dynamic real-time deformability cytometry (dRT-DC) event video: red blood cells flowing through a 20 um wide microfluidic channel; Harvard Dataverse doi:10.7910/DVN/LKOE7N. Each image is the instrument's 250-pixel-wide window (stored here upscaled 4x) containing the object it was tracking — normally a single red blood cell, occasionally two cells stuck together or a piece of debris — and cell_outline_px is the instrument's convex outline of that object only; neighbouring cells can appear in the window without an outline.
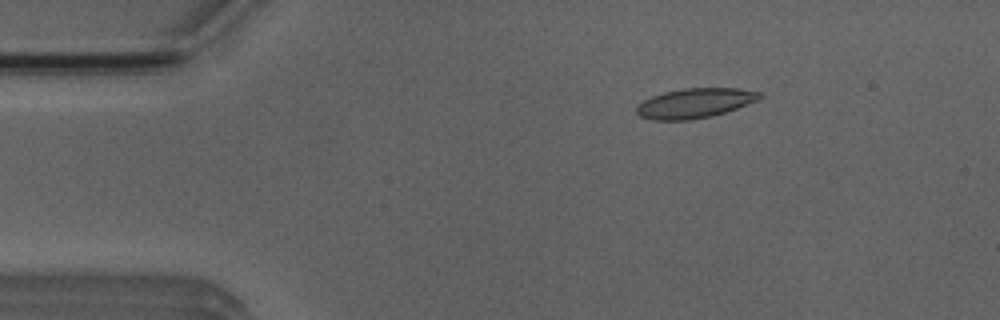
{"species": "Egyptian fruit bat (a non-hibernating species)", "species_latin": "Rousettus aegyptiacus", "temperature_condition": "room temperature", "stored_images_in_passage": 6, "camera_frame_rate_fps": 3000, "um_per_image_px": 0.085, "animal": {"sex": "male"}, "frame": {"image": 1, "passage_image": 2, "time_ms": 2.0, "image_size_px": [1000, 320], "cell_outline_px": [[764, 96], [756, 100], [736, 108], [712, 116], [692, 120], [652, 120], [640, 116], [636, 112], [636, 108], [644, 100], [652, 96], [664, 92], [684, 88], [736, 88], [760, 92]], "centroid_in_image_um": [59.04, 8.77], "position_along_channel_um": 26.0, "area_um2": 21.15}}